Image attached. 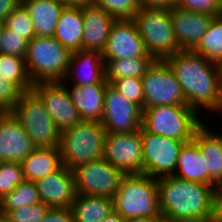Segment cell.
I'll return each instance as SVG.
<instances>
[{
  "label": "cell",
  "mask_w": 222,
  "mask_h": 222,
  "mask_svg": "<svg viewBox=\"0 0 222 222\" xmlns=\"http://www.w3.org/2000/svg\"><path fill=\"white\" fill-rule=\"evenodd\" d=\"M0 76L6 82L15 83L23 92L32 90L31 81L25 64V58L0 54Z\"/></svg>",
  "instance_id": "cell-30"
},
{
  "label": "cell",
  "mask_w": 222,
  "mask_h": 222,
  "mask_svg": "<svg viewBox=\"0 0 222 222\" xmlns=\"http://www.w3.org/2000/svg\"><path fill=\"white\" fill-rule=\"evenodd\" d=\"M176 1L177 0H138L140 7L166 9H171L176 6Z\"/></svg>",
  "instance_id": "cell-42"
},
{
  "label": "cell",
  "mask_w": 222,
  "mask_h": 222,
  "mask_svg": "<svg viewBox=\"0 0 222 222\" xmlns=\"http://www.w3.org/2000/svg\"><path fill=\"white\" fill-rule=\"evenodd\" d=\"M106 131L101 122L82 120L61 131L59 150L63 165L70 169L103 158Z\"/></svg>",
  "instance_id": "cell-4"
},
{
  "label": "cell",
  "mask_w": 222,
  "mask_h": 222,
  "mask_svg": "<svg viewBox=\"0 0 222 222\" xmlns=\"http://www.w3.org/2000/svg\"><path fill=\"white\" fill-rule=\"evenodd\" d=\"M58 2H61L65 5H79L85 0H57Z\"/></svg>",
  "instance_id": "cell-47"
},
{
  "label": "cell",
  "mask_w": 222,
  "mask_h": 222,
  "mask_svg": "<svg viewBox=\"0 0 222 222\" xmlns=\"http://www.w3.org/2000/svg\"><path fill=\"white\" fill-rule=\"evenodd\" d=\"M72 171L77 194L104 196L111 199L124 176L104 158L78 165Z\"/></svg>",
  "instance_id": "cell-11"
},
{
  "label": "cell",
  "mask_w": 222,
  "mask_h": 222,
  "mask_svg": "<svg viewBox=\"0 0 222 222\" xmlns=\"http://www.w3.org/2000/svg\"><path fill=\"white\" fill-rule=\"evenodd\" d=\"M21 4L32 19L35 36L52 37L66 5L57 0H25Z\"/></svg>",
  "instance_id": "cell-23"
},
{
  "label": "cell",
  "mask_w": 222,
  "mask_h": 222,
  "mask_svg": "<svg viewBox=\"0 0 222 222\" xmlns=\"http://www.w3.org/2000/svg\"><path fill=\"white\" fill-rule=\"evenodd\" d=\"M217 189L175 176L158 178L159 208L164 222L176 218H215Z\"/></svg>",
  "instance_id": "cell-2"
},
{
  "label": "cell",
  "mask_w": 222,
  "mask_h": 222,
  "mask_svg": "<svg viewBox=\"0 0 222 222\" xmlns=\"http://www.w3.org/2000/svg\"><path fill=\"white\" fill-rule=\"evenodd\" d=\"M71 52L56 38L35 36L28 42L25 64L33 84L62 82L67 74Z\"/></svg>",
  "instance_id": "cell-5"
},
{
  "label": "cell",
  "mask_w": 222,
  "mask_h": 222,
  "mask_svg": "<svg viewBox=\"0 0 222 222\" xmlns=\"http://www.w3.org/2000/svg\"><path fill=\"white\" fill-rule=\"evenodd\" d=\"M71 210L74 222H102L114 211L113 199L104 196L77 194Z\"/></svg>",
  "instance_id": "cell-27"
},
{
  "label": "cell",
  "mask_w": 222,
  "mask_h": 222,
  "mask_svg": "<svg viewBox=\"0 0 222 222\" xmlns=\"http://www.w3.org/2000/svg\"><path fill=\"white\" fill-rule=\"evenodd\" d=\"M165 61L181 84L186 104L197 113L200 107L216 112L222 102L219 64L189 50H180Z\"/></svg>",
  "instance_id": "cell-1"
},
{
  "label": "cell",
  "mask_w": 222,
  "mask_h": 222,
  "mask_svg": "<svg viewBox=\"0 0 222 222\" xmlns=\"http://www.w3.org/2000/svg\"><path fill=\"white\" fill-rule=\"evenodd\" d=\"M114 211L124 219L162 217L158 199V178L145 174L124 175L113 197Z\"/></svg>",
  "instance_id": "cell-3"
},
{
  "label": "cell",
  "mask_w": 222,
  "mask_h": 222,
  "mask_svg": "<svg viewBox=\"0 0 222 222\" xmlns=\"http://www.w3.org/2000/svg\"><path fill=\"white\" fill-rule=\"evenodd\" d=\"M193 140L204 157L207 185L222 187V135L213 133L202 123L196 129Z\"/></svg>",
  "instance_id": "cell-21"
},
{
  "label": "cell",
  "mask_w": 222,
  "mask_h": 222,
  "mask_svg": "<svg viewBox=\"0 0 222 222\" xmlns=\"http://www.w3.org/2000/svg\"><path fill=\"white\" fill-rule=\"evenodd\" d=\"M0 222H11V220L6 215L0 214Z\"/></svg>",
  "instance_id": "cell-48"
},
{
  "label": "cell",
  "mask_w": 222,
  "mask_h": 222,
  "mask_svg": "<svg viewBox=\"0 0 222 222\" xmlns=\"http://www.w3.org/2000/svg\"><path fill=\"white\" fill-rule=\"evenodd\" d=\"M220 0H177L176 6L193 12L218 15Z\"/></svg>",
  "instance_id": "cell-39"
},
{
  "label": "cell",
  "mask_w": 222,
  "mask_h": 222,
  "mask_svg": "<svg viewBox=\"0 0 222 222\" xmlns=\"http://www.w3.org/2000/svg\"><path fill=\"white\" fill-rule=\"evenodd\" d=\"M192 51L220 65L222 62L221 16L217 15L212 19L206 33L201 37V40Z\"/></svg>",
  "instance_id": "cell-29"
},
{
  "label": "cell",
  "mask_w": 222,
  "mask_h": 222,
  "mask_svg": "<svg viewBox=\"0 0 222 222\" xmlns=\"http://www.w3.org/2000/svg\"><path fill=\"white\" fill-rule=\"evenodd\" d=\"M220 70H221V74H222V62L220 63Z\"/></svg>",
  "instance_id": "cell-51"
},
{
  "label": "cell",
  "mask_w": 222,
  "mask_h": 222,
  "mask_svg": "<svg viewBox=\"0 0 222 222\" xmlns=\"http://www.w3.org/2000/svg\"><path fill=\"white\" fill-rule=\"evenodd\" d=\"M21 5L19 0H0V23H4L9 15Z\"/></svg>",
  "instance_id": "cell-41"
},
{
  "label": "cell",
  "mask_w": 222,
  "mask_h": 222,
  "mask_svg": "<svg viewBox=\"0 0 222 222\" xmlns=\"http://www.w3.org/2000/svg\"><path fill=\"white\" fill-rule=\"evenodd\" d=\"M173 176L186 181L207 184L204 157L201 156L199 146L194 140L185 143L181 148Z\"/></svg>",
  "instance_id": "cell-26"
},
{
  "label": "cell",
  "mask_w": 222,
  "mask_h": 222,
  "mask_svg": "<svg viewBox=\"0 0 222 222\" xmlns=\"http://www.w3.org/2000/svg\"><path fill=\"white\" fill-rule=\"evenodd\" d=\"M141 78L144 107L187 105L181 84L165 60H155Z\"/></svg>",
  "instance_id": "cell-9"
},
{
  "label": "cell",
  "mask_w": 222,
  "mask_h": 222,
  "mask_svg": "<svg viewBox=\"0 0 222 222\" xmlns=\"http://www.w3.org/2000/svg\"><path fill=\"white\" fill-rule=\"evenodd\" d=\"M25 180L37 181L48 174L57 171L62 165L59 148H35L21 161Z\"/></svg>",
  "instance_id": "cell-25"
},
{
  "label": "cell",
  "mask_w": 222,
  "mask_h": 222,
  "mask_svg": "<svg viewBox=\"0 0 222 222\" xmlns=\"http://www.w3.org/2000/svg\"><path fill=\"white\" fill-rule=\"evenodd\" d=\"M169 222H214V218H201V217H189V218H176Z\"/></svg>",
  "instance_id": "cell-44"
},
{
  "label": "cell",
  "mask_w": 222,
  "mask_h": 222,
  "mask_svg": "<svg viewBox=\"0 0 222 222\" xmlns=\"http://www.w3.org/2000/svg\"><path fill=\"white\" fill-rule=\"evenodd\" d=\"M154 61L152 56L104 60L105 80L111 84L114 80L125 77L141 78Z\"/></svg>",
  "instance_id": "cell-28"
},
{
  "label": "cell",
  "mask_w": 222,
  "mask_h": 222,
  "mask_svg": "<svg viewBox=\"0 0 222 222\" xmlns=\"http://www.w3.org/2000/svg\"><path fill=\"white\" fill-rule=\"evenodd\" d=\"M34 183L40 201L49 208H71L77 196L73 171L65 165Z\"/></svg>",
  "instance_id": "cell-16"
},
{
  "label": "cell",
  "mask_w": 222,
  "mask_h": 222,
  "mask_svg": "<svg viewBox=\"0 0 222 222\" xmlns=\"http://www.w3.org/2000/svg\"><path fill=\"white\" fill-rule=\"evenodd\" d=\"M151 56L133 19L116 20L107 39L103 60Z\"/></svg>",
  "instance_id": "cell-15"
},
{
  "label": "cell",
  "mask_w": 222,
  "mask_h": 222,
  "mask_svg": "<svg viewBox=\"0 0 222 222\" xmlns=\"http://www.w3.org/2000/svg\"><path fill=\"white\" fill-rule=\"evenodd\" d=\"M66 87L63 82H41L32 87L43 100L47 112L60 131L82 121Z\"/></svg>",
  "instance_id": "cell-14"
},
{
  "label": "cell",
  "mask_w": 222,
  "mask_h": 222,
  "mask_svg": "<svg viewBox=\"0 0 222 222\" xmlns=\"http://www.w3.org/2000/svg\"><path fill=\"white\" fill-rule=\"evenodd\" d=\"M24 180L21 162H0V199Z\"/></svg>",
  "instance_id": "cell-35"
},
{
  "label": "cell",
  "mask_w": 222,
  "mask_h": 222,
  "mask_svg": "<svg viewBox=\"0 0 222 222\" xmlns=\"http://www.w3.org/2000/svg\"><path fill=\"white\" fill-rule=\"evenodd\" d=\"M202 124L199 114L188 105L144 107L142 127L149 133L179 141H192Z\"/></svg>",
  "instance_id": "cell-6"
},
{
  "label": "cell",
  "mask_w": 222,
  "mask_h": 222,
  "mask_svg": "<svg viewBox=\"0 0 222 222\" xmlns=\"http://www.w3.org/2000/svg\"><path fill=\"white\" fill-rule=\"evenodd\" d=\"M35 144L11 111L0 115V162H21Z\"/></svg>",
  "instance_id": "cell-17"
},
{
  "label": "cell",
  "mask_w": 222,
  "mask_h": 222,
  "mask_svg": "<svg viewBox=\"0 0 222 222\" xmlns=\"http://www.w3.org/2000/svg\"><path fill=\"white\" fill-rule=\"evenodd\" d=\"M141 129L132 133H106L103 158L124 175L143 174Z\"/></svg>",
  "instance_id": "cell-12"
},
{
  "label": "cell",
  "mask_w": 222,
  "mask_h": 222,
  "mask_svg": "<svg viewBox=\"0 0 222 222\" xmlns=\"http://www.w3.org/2000/svg\"><path fill=\"white\" fill-rule=\"evenodd\" d=\"M108 84L71 86L68 92L82 120L102 121L104 96Z\"/></svg>",
  "instance_id": "cell-24"
},
{
  "label": "cell",
  "mask_w": 222,
  "mask_h": 222,
  "mask_svg": "<svg viewBox=\"0 0 222 222\" xmlns=\"http://www.w3.org/2000/svg\"><path fill=\"white\" fill-rule=\"evenodd\" d=\"M11 112L36 147L59 148L61 131L47 112L43 100L33 89L22 93Z\"/></svg>",
  "instance_id": "cell-8"
},
{
  "label": "cell",
  "mask_w": 222,
  "mask_h": 222,
  "mask_svg": "<svg viewBox=\"0 0 222 222\" xmlns=\"http://www.w3.org/2000/svg\"><path fill=\"white\" fill-rule=\"evenodd\" d=\"M117 20L133 19L140 8L138 0H90Z\"/></svg>",
  "instance_id": "cell-33"
},
{
  "label": "cell",
  "mask_w": 222,
  "mask_h": 222,
  "mask_svg": "<svg viewBox=\"0 0 222 222\" xmlns=\"http://www.w3.org/2000/svg\"><path fill=\"white\" fill-rule=\"evenodd\" d=\"M23 91L13 82H6L0 76V109L11 111L21 97Z\"/></svg>",
  "instance_id": "cell-38"
},
{
  "label": "cell",
  "mask_w": 222,
  "mask_h": 222,
  "mask_svg": "<svg viewBox=\"0 0 222 222\" xmlns=\"http://www.w3.org/2000/svg\"><path fill=\"white\" fill-rule=\"evenodd\" d=\"M82 15L84 19L82 49L97 50L102 53L117 19L90 0L82 2Z\"/></svg>",
  "instance_id": "cell-19"
},
{
  "label": "cell",
  "mask_w": 222,
  "mask_h": 222,
  "mask_svg": "<svg viewBox=\"0 0 222 222\" xmlns=\"http://www.w3.org/2000/svg\"><path fill=\"white\" fill-rule=\"evenodd\" d=\"M27 47L28 41L26 39L3 25L0 32V54L25 58Z\"/></svg>",
  "instance_id": "cell-36"
},
{
  "label": "cell",
  "mask_w": 222,
  "mask_h": 222,
  "mask_svg": "<svg viewBox=\"0 0 222 222\" xmlns=\"http://www.w3.org/2000/svg\"><path fill=\"white\" fill-rule=\"evenodd\" d=\"M102 222H126V219H124L119 213L113 211L105 217Z\"/></svg>",
  "instance_id": "cell-46"
},
{
  "label": "cell",
  "mask_w": 222,
  "mask_h": 222,
  "mask_svg": "<svg viewBox=\"0 0 222 222\" xmlns=\"http://www.w3.org/2000/svg\"><path fill=\"white\" fill-rule=\"evenodd\" d=\"M143 174L153 178L173 176L183 145L179 141L147 132L141 128Z\"/></svg>",
  "instance_id": "cell-10"
},
{
  "label": "cell",
  "mask_w": 222,
  "mask_h": 222,
  "mask_svg": "<svg viewBox=\"0 0 222 222\" xmlns=\"http://www.w3.org/2000/svg\"><path fill=\"white\" fill-rule=\"evenodd\" d=\"M49 207L42 202L23 205L10 211L6 216L11 222H39L48 211Z\"/></svg>",
  "instance_id": "cell-37"
},
{
  "label": "cell",
  "mask_w": 222,
  "mask_h": 222,
  "mask_svg": "<svg viewBox=\"0 0 222 222\" xmlns=\"http://www.w3.org/2000/svg\"><path fill=\"white\" fill-rule=\"evenodd\" d=\"M84 19L82 3L66 5L61 12L53 37L71 53L82 49Z\"/></svg>",
  "instance_id": "cell-22"
},
{
  "label": "cell",
  "mask_w": 222,
  "mask_h": 222,
  "mask_svg": "<svg viewBox=\"0 0 222 222\" xmlns=\"http://www.w3.org/2000/svg\"><path fill=\"white\" fill-rule=\"evenodd\" d=\"M214 222H222V187L216 192V206Z\"/></svg>",
  "instance_id": "cell-43"
},
{
  "label": "cell",
  "mask_w": 222,
  "mask_h": 222,
  "mask_svg": "<svg viewBox=\"0 0 222 222\" xmlns=\"http://www.w3.org/2000/svg\"><path fill=\"white\" fill-rule=\"evenodd\" d=\"M3 25L28 42L35 37L32 19L22 4L9 15Z\"/></svg>",
  "instance_id": "cell-32"
},
{
  "label": "cell",
  "mask_w": 222,
  "mask_h": 222,
  "mask_svg": "<svg viewBox=\"0 0 222 222\" xmlns=\"http://www.w3.org/2000/svg\"><path fill=\"white\" fill-rule=\"evenodd\" d=\"M40 197L33 181L24 180L18 184L13 191L0 199V213L7 215L23 205L39 203Z\"/></svg>",
  "instance_id": "cell-31"
},
{
  "label": "cell",
  "mask_w": 222,
  "mask_h": 222,
  "mask_svg": "<svg viewBox=\"0 0 222 222\" xmlns=\"http://www.w3.org/2000/svg\"><path fill=\"white\" fill-rule=\"evenodd\" d=\"M218 16L222 17V0H220L219 9H218Z\"/></svg>",
  "instance_id": "cell-49"
},
{
  "label": "cell",
  "mask_w": 222,
  "mask_h": 222,
  "mask_svg": "<svg viewBox=\"0 0 222 222\" xmlns=\"http://www.w3.org/2000/svg\"><path fill=\"white\" fill-rule=\"evenodd\" d=\"M179 50H193L216 15L193 12L174 6L170 9Z\"/></svg>",
  "instance_id": "cell-18"
},
{
  "label": "cell",
  "mask_w": 222,
  "mask_h": 222,
  "mask_svg": "<svg viewBox=\"0 0 222 222\" xmlns=\"http://www.w3.org/2000/svg\"><path fill=\"white\" fill-rule=\"evenodd\" d=\"M126 222H164L163 217H136L126 220Z\"/></svg>",
  "instance_id": "cell-45"
},
{
  "label": "cell",
  "mask_w": 222,
  "mask_h": 222,
  "mask_svg": "<svg viewBox=\"0 0 222 222\" xmlns=\"http://www.w3.org/2000/svg\"><path fill=\"white\" fill-rule=\"evenodd\" d=\"M133 20L147 52L155 60H165L180 51L170 9L140 7Z\"/></svg>",
  "instance_id": "cell-7"
},
{
  "label": "cell",
  "mask_w": 222,
  "mask_h": 222,
  "mask_svg": "<svg viewBox=\"0 0 222 222\" xmlns=\"http://www.w3.org/2000/svg\"><path fill=\"white\" fill-rule=\"evenodd\" d=\"M71 75L73 80L74 78L76 79L73 83V86L76 87L91 84H109L105 80V62L102 53L97 50L80 49L72 52L67 74L62 82H66V79H71L68 78Z\"/></svg>",
  "instance_id": "cell-20"
},
{
  "label": "cell",
  "mask_w": 222,
  "mask_h": 222,
  "mask_svg": "<svg viewBox=\"0 0 222 222\" xmlns=\"http://www.w3.org/2000/svg\"><path fill=\"white\" fill-rule=\"evenodd\" d=\"M217 113H222V102H221V104H220V106H219V108H218V110H217Z\"/></svg>",
  "instance_id": "cell-50"
},
{
  "label": "cell",
  "mask_w": 222,
  "mask_h": 222,
  "mask_svg": "<svg viewBox=\"0 0 222 222\" xmlns=\"http://www.w3.org/2000/svg\"><path fill=\"white\" fill-rule=\"evenodd\" d=\"M2 27H3V24H2V23H0V32H1Z\"/></svg>",
  "instance_id": "cell-52"
},
{
  "label": "cell",
  "mask_w": 222,
  "mask_h": 222,
  "mask_svg": "<svg viewBox=\"0 0 222 222\" xmlns=\"http://www.w3.org/2000/svg\"><path fill=\"white\" fill-rule=\"evenodd\" d=\"M123 97L144 109V93L142 78L125 77L116 79L110 84Z\"/></svg>",
  "instance_id": "cell-34"
},
{
  "label": "cell",
  "mask_w": 222,
  "mask_h": 222,
  "mask_svg": "<svg viewBox=\"0 0 222 222\" xmlns=\"http://www.w3.org/2000/svg\"><path fill=\"white\" fill-rule=\"evenodd\" d=\"M39 222H74L71 208H49Z\"/></svg>",
  "instance_id": "cell-40"
},
{
  "label": "cell",
  "mask_w": 222,
  "mask_h": 222,
  "mask_svg": "<svg viewBox=\"0 0 222 222\" xmlns=\"http://www.w3.org/2000/svg\"><path fill=\"white\" fill-rule=\"evenodd\" d=\"M143 110L123 97L110 84L106 86L102 126L106 133H132L142 128Z\"/></svg>",
  "instance_id": "cell-13"
}]
</instances>
